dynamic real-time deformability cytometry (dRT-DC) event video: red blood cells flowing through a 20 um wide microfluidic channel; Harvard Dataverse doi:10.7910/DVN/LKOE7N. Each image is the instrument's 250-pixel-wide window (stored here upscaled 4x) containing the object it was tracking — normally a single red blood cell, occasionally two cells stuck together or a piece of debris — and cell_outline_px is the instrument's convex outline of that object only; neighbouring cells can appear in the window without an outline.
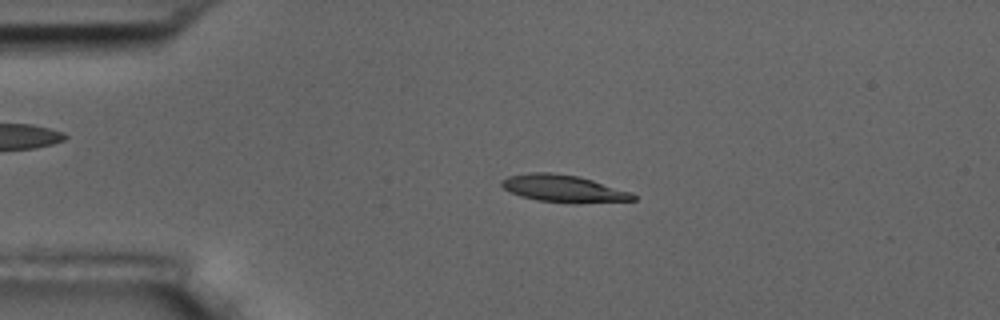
{"species": "common noctule bat (a hibernating species)", "species_latin": "Nyctalus noctula", "temperature_condition": "room temperature", "stored_images_in_passage": 4, "camera_frame_rate_fps": 3000, "um_per_image_px": 0.085, "animal": {"sex": "male", "body_mass_g": 17.5, "forearm_length_mm": 52.3}, "frame": {"image": 1, "passage_image": 3, "time_ms": 2.667, "image_size_px": [1000, 320], "cell_outline_px": [[636, 200], [580, 204], [576, 204], [536, 200], [520, 196], [504, 188], [500, 184], [500, 180], [508, 176], [528, 172], [552, 172], [576, 176], [592, 180], [632, 192], [636, 196]], "centroid_in_image_um": [47.91, 16.04], "position_along_channel_um": 37.1, "area_um2": 21.1}}